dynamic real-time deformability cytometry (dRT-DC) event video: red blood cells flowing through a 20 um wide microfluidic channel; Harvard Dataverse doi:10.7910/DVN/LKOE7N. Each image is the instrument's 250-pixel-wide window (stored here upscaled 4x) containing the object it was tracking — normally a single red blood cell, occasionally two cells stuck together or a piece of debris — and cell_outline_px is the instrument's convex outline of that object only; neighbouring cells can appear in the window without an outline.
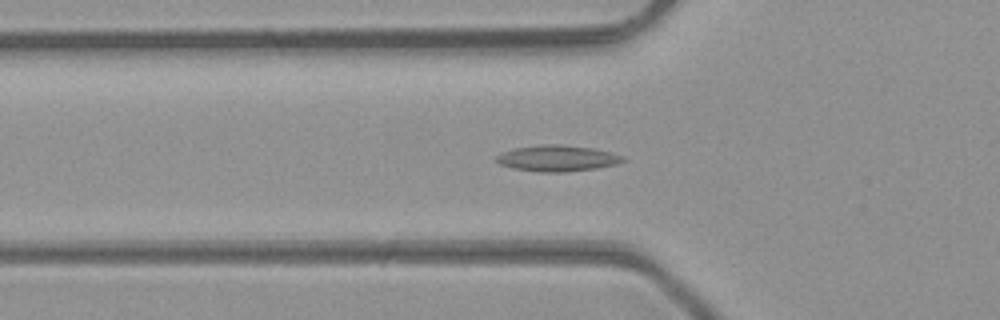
{"species": "common noctule bat (a hibernating species)", "species_latin": "Nyctalus noctula", "temperature_condition": "room temperature", "stored_images_in_passage": 48, "camera_frame_rate_fps": 3000, "um_per_image_px": 0.085, "animal": {"sex": "male", "body_mass_g": 23.1, "forearm_length_mm": 52.7}, "frame": {"image": 1, "passage_image": 17, "time_ms": 5.333, "image_size_px": [1000, 320], "cell_outline_px": [[628, 160], [616, 164], [596, 168], [564, 172], [540, 172], [512, 168], [500, 164], [496, 160], [496, 156], [500, 152], [512, 148], [540, 144], [560, 144], [596, 148], [612, 152], [624, 156]], "centroid_in_image_um": [47.38, 13.44], "position_along_channel_um": 78.4, "area_um2": 19.59}}
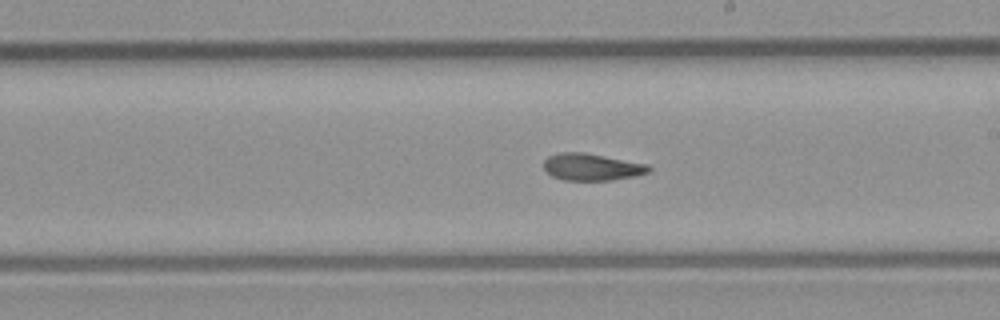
{"frame": {"image": 2, "passage_image": 28, "time_ms": 9.0, "image_size_px": [1000, 320], "cell_outline_px": [[652, 168], [648, 172], [636, 176], [612, 180], [564, 180], [552, 176], [544, 168], [544, 160], [548, 156], [560, 152], [584, 152], [648, 164]], "centroid_in_image_um": [50.31, 14.19], "position_along_channel_um": 238.7, "area_um2": 16.53}}
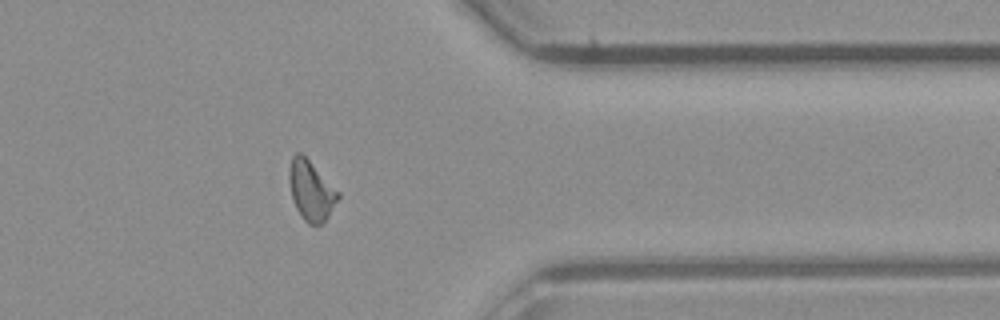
{"frame": {"image": 3, "passage_image": 39, "time_ms": 12.667, "image_size_px": [1000, 320], "cell_outline_px": [[340, 196], [324, 224], [308, 224], [300, 216], [296, 208], [292, 196], [288, 180], [288, 168], [292, 156], [296, 152], [300, 152], [340, 192]], "centroid_in_image_um": [26.43, 16.21], "position_along_channel_um": 385.0, "area_um2": 17.05}, "authors_computed_cell_mechanics": {"area_um2": 17.051, "velocity_mm_per_s": 4.3373, "shape_relaxation_time_tau1_ms": null, "shape_relaxation_time_tau2_ms": 3.2365, "deformation_change_tau1": null, "deformation_change_tau2": 0.1065}}